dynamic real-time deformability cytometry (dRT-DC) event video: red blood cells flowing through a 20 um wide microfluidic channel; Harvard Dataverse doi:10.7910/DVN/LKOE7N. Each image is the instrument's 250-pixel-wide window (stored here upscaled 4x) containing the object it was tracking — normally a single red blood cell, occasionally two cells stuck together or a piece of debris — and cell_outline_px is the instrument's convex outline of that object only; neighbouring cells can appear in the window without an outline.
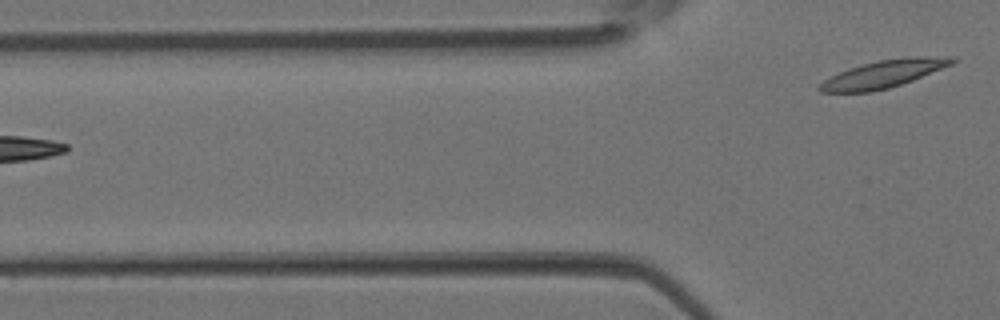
{"species": "Egyptian fruit bat (a non-hibernating species)", "species_latin": "Rousettus aegyptiacus", "temperature_condition": "room temperature", "stored_images_in_passage": 5, "segment_of_instrument_passage": [2, 2], "camera_frame_rate_fps": 3000, "um_per_image_px": 0.085, "animal": {"sex": "female"}, "frame": {"image": 1, "passage_image": 5, "time_ms": 1.333, "image_size_px": [1000, 320], "cell_outline_px": [[956, 60], [952, 64], [912, 80], [888, 88], [868, 92], [820, 92], [816, 88], [824, 80], [848, 68], [880, 60], [908, 56], [956, 56]], "centroid_in_image_um": [75.13, 6.27], "position_along_channel_um": 50.7, "area_um2": 21.04}}